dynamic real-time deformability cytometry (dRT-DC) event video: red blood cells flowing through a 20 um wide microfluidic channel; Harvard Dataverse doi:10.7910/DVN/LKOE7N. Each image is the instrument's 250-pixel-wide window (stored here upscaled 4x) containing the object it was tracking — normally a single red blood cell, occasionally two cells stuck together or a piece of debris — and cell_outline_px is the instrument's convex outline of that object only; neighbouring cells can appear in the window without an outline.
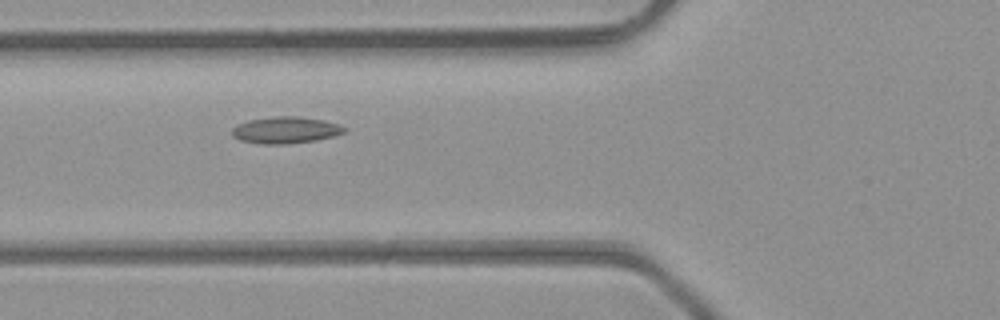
{"species": "common noctule bat (a hibernating species)", "species_latin": "Nyctalus noctula", "temperature_condition": "room temperature", "stored_images_in_passage": 5, "camera_frame_rate_fps": 3000, "um_per_image_px": 0.085, "animal": {"sex": "male", "body_mass_g": 23.1, "forearm_length_mm": 52.7}, "frame": {"image": 1, "passage_image": 5, "time_ms": 1.333, "image_size_px": [1000, 320], "cell_outline_px": [[348, 128], [344, 132], [332, 136], [316, 140], [284, 144], [260, 144], [240, 140], [232, 136], [232, 128], [236, 124], [248, 120], [272, 116], [296, 116], [324, 120], [340, 124]], "centroid_in_image_um": [24.25, 11.05], "position_along_channel_um": 101.5, "area_um2": 17.57}}